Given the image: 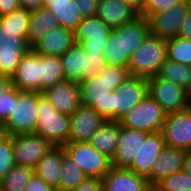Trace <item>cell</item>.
I'll use <instances>...</instances> for the list:
<instances>
[{
    "mask_svg": "<svg viewBox=\"0 0 191 191\" xmlns=\"http://www.w3.org/2000/svg\"><path fill=\"white\" fill-rule=\"evenodd\" d=\"M43 8L54 14L59 26L71 30H75L83 19L74 0H43Z\"/></svg>",
    "mask_w": 191,
    "mask_h": 191,
    "instance_id": "cb8c5ba5",
    "label": "cell"
},
{
    "mask_svg": "<svg viewBox=\"0 0 191 191\" xmlns=\"http://www.w3.org/2000/svg\"><path fill=\"white\" fill-rule=\"evenodd\" d=\"M144 191H158V189L155 186H148Z\"/></svg>",
    "mask_w": 191,
    "mask_h": 191,
    "instance_id": "f907efd6",
    "label": "cell"
},
{
    "mask_svg": "<svg viewBox=\"0 0 191 191\" xmlns=\"http://www.w3.org/2000/svg\"><path fill=\"white\" fill-rule=\"evenodd\" d=\"M103 57L109 66L128 68L130 55L126 54L121 26L112 29L107 45L103 50Z\"/></svg>",
    "mask_w": 191,
    "mask_h": 191,
    "instance_id": "f1b7e54d",
    "label": "cell"
},
{
    "mask_svg": "<svg viewBox=\"0 0 191 191\" xmlns=\"http://www.w3.org/2000/svg\"><path fill=\"white\" fill-rule=\"evenodd\" d=\"M31 49L25 38H8L0 32V75L12 77L23 55Z\"/></svg>",
    "mask_w": 191,
    "mask_h": 191,
    "instance_id": "ffe728a7",
    "label": "cell"
},
{
    "mask_svg": "<svg viewBox=\"0 0 191 191\" xmlns=\"http://www.w3.org/2000/svg\"><path fill=\"white\" fill-rule=\"evenodd\" d=\"M42 95L59 112L71 115L81 105L78 82L64 80L42 91Z\"/></svg>",
    "mask_w": 191,
    "mask_h": 191,
    "instance_id": "9a60e30c",
    "label": "cell"
},
{
    "mask_svg": "<svg viewBox=\"0 0 191 191\" xmlns=\"http://www.w3.org/2000/svg\"><path fill=\"white\" fill-rule=\"evenodd\" d=\"M18 89L13 87L9 92L0 95V127L12 114L14 104H17Z\"/></svg>",
    "mask_w": 191,
    "mask_h": 191,
    "instance_id": "74e56055",
    "label": "cell"
},
{
    "mask_svg": "<svg viewBox=\"0 0 191 191\" xmlns=\"http://www.w3.org/2000/svg\"><path fill=\"white\" fill-rule=\"evenodd\" d=\"M148 186L145 176L128 168L112 166L102 177V191H144Z\"/></svg>",
    "mask_w": 191,
    "mask_h": 191,
    "instance_id": "ac0fdd59",
    "label": "cell"
},
{
    "mask_svg": "<svg viewBox=\"0 0 191 191\" xmlns=\"http://www.w3.org/2000/svg\"><path fill=\"white\" fill-rule=\"evenodd\" d=\"M161 133L165 146L191 150V106L180 111L167 113Z\"/></svg>",
    "mask_w": 191,
    "mask_h": 191,
    "instance_id": "8fae6325",
    "label": "cell"
},
{
    "mask_svg": "<svg viewBox=\"0 0 191 191\" xmlns=\"http://www.w3.org/2000/svg\"><path fill=\"white\" fill-rule=\"evenodd\" d=\"M13 87V79L10 76L0 75V95L9 92Z\"/></svg>",
    "mask_w": 191,
    "mask_h": 191,
    "instance_id": "7dc6e473",
    "label": "cell"
},
{
    "mask_svg": "<svg viewBox=\"0 0 191 191\" xmlns=\"http://www.w3.org/2000/svg\"><path fill=\"white\" fill-rule=\"evenodd\" d=\"M166 112L149 95L128 111L120 120L121 126L144 131L147 133L159 132L165 122Z\"/></svg>",
    "mask_w": 191,
    "mask_h": 191,
    "instance_id": "8992f818",
    "label": "cell"
},
{
    "mask_svg": "<svg viewBox=\"0 0 191 191\" xmlns=\"http://www.w3.org/2000/svg\"><path fill=\"white\" fill-rule=\"evenodd\" d=\"M25 191H56V190L51 186L47 185L42 178L34 174L30 182L28 183Z\"/></svg>",
    "mask_w": 191,
    "mask_h": 191,
    "instance_id": "7bdbcfd3",
    "label": "cell"
},
{
    "mask_svg": "<svg viewBox=\"0 0 191 191\" xmlns=\"http://www.w3.org/2000/svg\"><path fill=\"white\" fill-rule=\"evenodd\" d=\"M185 0H144L141 15L149 17L151 14H156L166 9H169L175 3Z\"/></svg>",
    "mask_w": 191,
    "mask_h": 191,
    "instance_id": "f35d334b",
    "label": "cell"
},
{
    "mask_svg": "<svg viewBox=\"0 0 191 191\" xmlns=\"http://www.w3.org/2000/svg\"><path fill=\"white\" fill-rule=\"evenodd\" d=\"M167 40L149 36L130 55L128 71L130 76L150 78L156 76L167 58Z\"/></svg>",
    "mask_w": 191,
    "mask_h": 191,
    "instance_id": "7a4b0ae2",
    "label": "cell"
},
{
    "mask_svg": "<svg viewBox=\"0 0 191 191\" xmlns=\"http://www.w3.org/2000/svg\"><path fill=\"white\" fill-rule=\"evenodd\" d=\"M121 34H123L126 54L131 55L150 34L147 17L139 15L134 20L121 25Z\"/></svg>",
    "mask_w": 191,
    "mask_h": 191,
    "instance_id": "4316f807",
    "label": "cell"
},
{
    "mask_svg": "<svg viewBox=\"0 0 191 191\" xmlns=\"http://www.w3.org/2000/svg\"><path fill=\"white\" fill-rule=\"evenodd\" d=\"M21 8L34 11L43 8V0H18Z\"/></svg>",
    "mask_w": 191,
    "mask_h": 191,
    "instance_id": "bcb514c9",
    "label": "cell"
},
{
    "mask_svg": "<svg viewBox=\"0 0 191 191\" xmlns=\"http://www.w3.org/2000/svg\"><path fill=\"white\" fill-rule=\"evenodd\" d=\"M157 75L182 86L191 93V66L183 65L166 58Z\"/></svg>",
    "mask_w": 191,
    "mask_h": 191,
    "instance_id": "1f68e13d",
    "label": "cell"
},
{
    "mask_svg": "<svg viewBox=\"0 0 191 191\" xmlns=\"http://www.w3.org/2000/svg\"><path fill=\"white\" fill-rule=\"evenodd\" d=\"M35 133L53 146H64L69 142L70 115L54 109L52 104L41 95Z\"/></svg>",
    "mask_w": 191,
    "mask_h": 191,
    "instance_id": "5b68a950",
    "label": "cell"
},
{
    "mask_svg": "<svg viewBox=\"0 0 191 191\" xmlns=\"http://www.w3.org/2000/svg\"><path fill=\"white\" fill-rule=\"evenodd\" d=\"M63 148L87 177L102 179L112 167L111 159L100 153L89 142H68Z\"/></svg>",
    "mask_w": 191,
    "mask_h": 191,
    "instance_id": "ba28073f",
    "label": "cell"
},
{
    "mask_svg": "<svg viewBox=\"0 0 191 191\" xmlns=\"http://www.w3.org/2000/svg\"><path fill=\"white\" fill-rule=\"evenodd\" d=\"M15 165L35 168L53 145L36 133L12 136Z\"/></svg>",
    "mask_w": 191,
    "mask_h": 191,
    "instance_id": "7c38bea8",
    "label": "cell"
},
{
    "mask_svg": "<svg viewBox=\"0 0 191 191\" xmlns=\"http://www.w3.org/2000/svg\"><path fill=\"white\" fill-rule=\"evenodd\" d=\"M164 147L165 141L161 131L149 133L146 139H142V144L133 162L127 168L147 177L151 172L152 165L156 162Z\"/></svg>",
    "mask_w": 191,
    "mask_h": 191,
    "instance_id": "2e32d148",
    "label": "cell"
},
{
    "mask_svg": "<svg viewBox=\"0 0 191 191\" xmlns=\"http://www.w3.org/2000/svg\"><path fill=\"white\" fill-rule=\"evenodd\" d=\"M148 95V78L130 76L113 91V121H119Z\"/></svg>",
    "mask_w": 191,
    "mask_h": 191,
    "instance_id": "30bf717a",
    "label": "cell"
},
{
    "mask_svg": "<svg viewBox=\"0 0 191 191\" xmlns=\"http://www.w3.org/2000/svg\"><path fill=\"white\" fill-rule=\"evenodd\" d=\"M83 17L96 16L99 0H74Z\"/></svg>",
    "mask_w": 191,
    "mask_h": 191,
    "instance_id": "60d3db41",
    "label": "cell"
},
{
    "mask_svg": "<svg viewBox=\"0 0 191 191\" xmlns=\"http://www.w3.org/2000/svg\"><path fill=\"white\" fill-rule=\"evenodd\" d=\"M148 134L144 131L126 128L119 123L118 146L111 165L117 168H127L133 162L142 144V139H146Z\"/></svg>",
    "mask_w": 191,
    "mask_h": 191,
    "instance_id": "e0dca14e",
    "label": "cell"
},
{
    "mask_svg": "<svg viewBox=\"0 0 191 191\" xmlns=\"http://www.w3.org/2000/svg\"><path fill=\"white\" fill-rule=\"evenodd\" d=\"M184 156L185 150L165 146L146 177L148 184L155 186L167 176L182 170Z\"/></svg>",
    "mask_w": 191,
    "mask_h": 191,
    "instance_id": "44dd1931",
    "label": "cell"
},
{
    "mask_svg": "<svg viewBox=\"0 0 191 191\" xmlns=\"http://www.w3.org/2000/svg\"><path fill=\"white\" fill-rule=\"evenodd\" d=\"M190 7L191 0H185L175 3L169 9L151 14L147 18L150 34L164 40L178 37Z\"/></svg>",
    "mask_w": 191,
    "mask_h": 191,
    "instance_id": "9c48e42d",
    "label": "cell"
},
{
    "mask_svg": "<svg viewBox=\"0 0 191 191\" xmlns=\"http://www.w3.org/2000/svg\"><path fill=\"white\" fill-rule=\"evenodd\" d=\"M60 60L65 80L78 83L98 74L107 65L103 52H85L77 43L62 54Z\"/></svg>",
    "mask_w": 191,
    "mask_h": 191,
    "instance_id": "277c9868",
    "label": "cell"
},
{
    "mask_svg": "<svg viewBox=\"0 0 191 191\" xmlns=\"http://www.w3.org/2000/svg\"><path fill=\"white\" fill-rule=\"evenodd\" d=\"M167 59L183 65L191 66V40L183 37H176L167 40Z\"/></svg>",
    "mask_w": 191,
    "mask_h": 191,
    "instance_id": "e575fe53",
    "label": "cell"
},
{
    "mask_svg": "<svg viewBox=\"0 0 191 191\" xmlns=\"http://www.w3.org/2000/svg\"><path fill=\"white\" fill-rule=\"evenodd\" d=\"M61 158L62 146H53L34 168V174L56 191H60Z\"/></svg>",
    "mask_w": 191,
    "mask_h": 191,
    "instance_id": "603a6c76",
    "label": "cell"
},
{
    "mask_svg": "<svg viewBox=\"0 0 191 191\" xmlns=\"http://www.w3.org/2000/svg\"><path fill=\"white\" fill-rule=\"evenodd\" d=\"M158 191H191V175L180 170L158 182Z\"/></svg>",
    "mask_w": 191,
    "mask_h": 191,
    "instance_id": "d590c367",
    "label": "cell"
},
{
    "mask_svg": "<svg viewBox=\"0 0 191 191\" xmlns=\"http://www.w3.org/2000/svg\"><path fill=\"white\" fill-rule=\"evenodd\" d=\"M120 1L134 8L141 15L144 0H120Z\"/></svg>",
    "mask_w": 191,
    "mask_h": 191,
    "instance_id": "c3c4849f",
    "label": "cell"
},
{
    "mask_svg": "<svg viewBox=\"0 0 191 191\" xmlns=\"http://www.w3.org/2000/svg\"><path fill=\"white\" fill-rule=\"evenodd\" d=\"M31 12L20 8L9 14L0 16V32L11 39L25 38L27 40Z\"/></svg>",
    "mask_w": 191,
    "mask_h": 191,
    "instance_id": "83f0119b",
    "label": "cell"
},
{
    "mask_svg": "<svg viewBox=\"0 0 191 191\" xmlns=\"http://www.w3.org/2000/svg\"><path fill=\"white\" fill-rule=\"evenodd\" d=\"M109 38H90L82 41L79 45L85 52H103Z\"/></svg>",
    "mask_w": 191,
    "mask_h": 191,
    "instance_id": "ab89813d",
    "label": "cell"
},
{
    "mask_svg": "<svg viewBox=\"0 0 191 191\" xmlns=\"http://www.w3.org/2000/svg\"><path fill=\"white\" fill-rule=\"evenodd\" d=\"M75 43L74 30L58 26L44 35L32 49L38 55L61 56Z\"/></svg>",
    "mask_w": 191,
    "mask_h": 191,
    "instance_id": "d6986e66",
    "label": "cell"
},
{
    "mask_svg": "<svg viewBox=\"0 0 191 191\" xmlns=\"http://www.w3.org/2000/svg\"><path fill=\"white\" fill-rule=\"evenodd\" d=\"M68 191H102V179L86 177L77 187Z\"/></svg>",
    "mask_w": 191,
    "mask_h": 191,
    "instance_id": "b9f144b4",
    "label": "cell"
},
{
    "mask_svg": "<svg viewBox=\"0 0 191 191\" xmlns=\"http://www.w3.org/2000/svg\"><path fill=\"white\" fill-rule=\"evenodd\" d=\"M65 80L60 56L41 55V93Z\"/></svg>",
    "mask_w": 191,
    "mask_h": 191,
    "instance_id": "d6a6232c",
    "label": "cell"
},
{
    "mask_svg": "<svg viewBox=\"0 0 191 191\" xmlns=\"http://www.w3.org/2000/svg\"><path fill=\"white\" fill-rule=\"evenodd\" d=\"M59 26L54 14L45 8L31 11L27 44L32 48L50 30Z\"/></svg>",
    "mask_w": 191,
    "mask_h": 191,
    "instance_id": "d4e9b609",
    "label": "cell"
},
{
    "mask_svg": "<svg viewBox=\"0 0 191 191\" xmlns=\"http://www.w3.org/2000/svg\"><path fill=\"white\" fill-rule=\"evenodd\" d=\"M112 29L99 17H83L74 30L75 42L80 44L90 38H109Z\"/></svg>",
    "mask_w": 191,
    "mask_h": 191,
    "instance_id": "f546056e",
    "label": "cell"
},
{
    "mask_svg": "<svg viewBox=\"0 0 191 191\" xmlns=\"http://www.w3.org/2000/svg\"><path fill=\"white\" fill-rule=\"evenodd\" d=\"M119 121H106L91 137L89 143L111 160L118 146Z\"/></svg>",
    "mask_w": 191,
    "mask_h": 191,
    "instance_id": "484cf974",
    "label": "cell"
},
{
    "mask_svg": "<svg viewBox=\"0 0 191 191\" xmlns=\"http://www.w3.org/2000/svg\"><path fill=\"white\" fill-rule=\"evenodd\" d=\"M33 175L34 169L15 165L0 180V189L3 191H25Z\"/></svg>",
    "mask_w": 191,
    "mask_h": 191,
    "instance_id": "836d02e7",
    "label": "cell"
},
{
    "mask_svg": "<svg viewBox=\"0 0 191 191\" xmlns=\"http://www.w3.org/2000/svg\"><path fill=\"white\" fill-rule=\"evenodd\" d=\"M11 78L18 90L41 92V55L29 49Z\"/></svg>",
    "mask_w": 191,
    "mask_h": 191,
    "instance_id": "5bb4252c",
    "label": "cell"
},
{
    "mask_svg": "<svg viewBox=\"0 0 191 191\" xmlns=\"http://www.w3.org/2000/svg\"><path fill=\"white\" fill-rule=\"evenodd\" d=\"M41 95V92L18 90L17 104H14L12 114L1 126V133L11 136L35 133Z\"/></svg>",
    "mask_w": 191,
    "mask_h": 191,
    "instance_id": "3957f363",
    "label": "cell"
},
{
    "mask_svg": "<svg viewBox=\"0 0 191 191\" xmlns=\"http://www.w3.org/2000/svg\"><path fill=\"white\" fill-rule=\"evenodd\" d=\"M105 122L106 120L92 107L81 104L70 115L69 142H89L97 129Z\"/></svg>",
    "mask_w": 191,
    "mask_h": 191,
    "instance_id": "4fadbf2b",
    "label": "cell"
},
{
    "mask_svg": "<svg viewBox=\"0 0 191 191\" xmlns=\"http://www.w3.org/2000/svg\"><path fill=\"white\" fill-rule=\"evenodd\" d=\"M129 77L128 68L106 65L98 74L79 82L81 104L113 121V91Z\"/></svg>",
    "mask_w": 191,
    "mask_h": 191,
    "instance_id": "6da1fadb",
    "label": "cell"
},
{
    "mask_svg": "<svg viewBox=\"0 0 191 191\" xmlns=\"http://www.w3.org/2000/svg\"><path fill=\"white\" fill-rule=\"evenodd\" d=\"M179 37L186 38L191 40V7L187 11V15L184 18V21L181 26Z\"/></svg>",
    "mask_w": 191,
    "mask_h": 191,
    "instance_id": "f6af8a7d",
    "label": "cell"
},
{
    "mask_svg": "<svg viewBox=\"0 0 191 191\" xmlns=\"http://www.w3.org/2000/svg\"><path fill=\"white\" fill-rule=\"evenodd\" d=\"M87 176L80 166L65 153L62 146L60 191H68L77 187Z\"/></svg>",
    "mask_w": 191,
    "mask_h": 191,
    "instance_id": "4dcf8cb0",
    "label": "cell"
},
{
    "mask_svg": "<svg viewBox=\"0 0 191 191\" xmlns=\"http://www.w3.org/2000/svg\"><path fill=\"white\" fill-rule=\"evenodd\" d=\"M148 95L166 113L184 110L191 106V93L180 85L156 75L148 78Z\"/></svg>",
    "mask_w": 191,
    "mask_h": 191,
    "instance_id": "52a82bcc",
    "label": "cell"
},
{
    "mask_svg": "<svg viewBox=\"0 0 191 191\" xmlns=\"http://www.w3.org/2000/svg\"><path fill=\"white\" fill-rule=\"evenodd\" d=\"M140 14L131 6L120 0H99L96 16L111 29L134 20Z\"/></svg>",
    "mask_w": 191,
    "mask_h": 191,
    "instance_id": "7402d4cb",
    "label": "cell"
},
{
    "mask_svg": "<svg viewBox=\"0 0 191 191\" xmlns=\"http://www.w3.org/2000/svg\"><path fill=\"white\" fill-rule=\"evenodd\" d=\"M182 170L191 175V150L185 151Z\"/></svg>",
    "mask_w": 191,
    "mask_h": 191,
    "instance_id": "681fc988",
    "label": "cell"
},
{
    "mask_svg": "<svg viewBox=\"0 0 191 191\" xmlns=\"http://www.w3.org/2000/svg\"><path fill=\"white\" fill-rule=\"evenodd\" d=\"M15 166L12 136L0 133V180Z\"/></svg>",
    "mask_w": 191,
    "mask_h": 191,
    "instance_id": "8d00e7d4",
    "label": "cell"
},
{
    "mask_svg": "<svg viewBox=\"0 0 191 191\" xmlns=\"http://www.w3.org/2000/svg\"><path fill=\"white\" fill-rule=\"evenodd\" d=\"M20 8L21 6L18 0H0V16L9 14Z\"/></svg>",
    "mask_w": 191,
    "mask_h": 191,
    "instance_id": "ee69618b",
    "label": "cell"
}]
</instances>
